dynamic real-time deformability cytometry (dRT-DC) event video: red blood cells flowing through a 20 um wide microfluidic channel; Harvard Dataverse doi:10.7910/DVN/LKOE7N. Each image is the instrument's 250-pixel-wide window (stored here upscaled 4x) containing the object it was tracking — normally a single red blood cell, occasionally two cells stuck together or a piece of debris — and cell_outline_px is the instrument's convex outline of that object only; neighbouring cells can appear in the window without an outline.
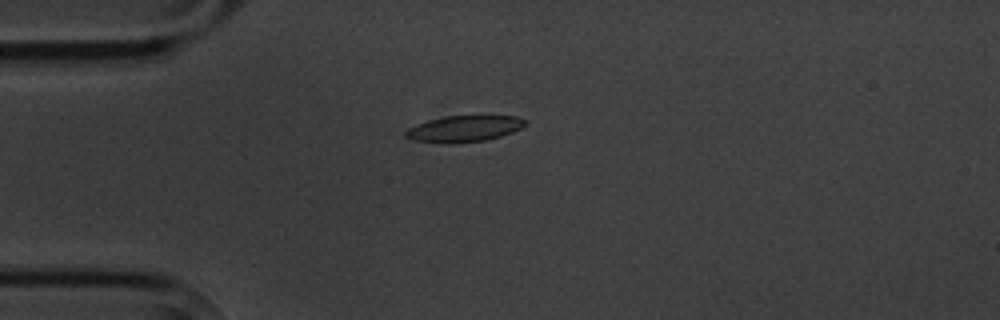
{"species": "common noctule bat (a hibernating species)", "species_latin": "Nyctalus noctula", "temperature_condition": "cold", "stored_images_in_passage": 2, "camera_frame_rate_fps": 3000, "um_per_image_px": 0.085, "animal": {"sex": "male", "body_mass_g": 20.1, "forearm_length_mm": 53.5}, "frame": {"image": 1, "passage_image": 1, "time_ms": 0.0, "image_size_px": [1000, 320], "cell_outline_px": [[528, 124], [512, 132], [500, 136], [484, 140], [460, 144], [440, 144], [412, 140], [404, 136], [404, 132], [408, 128], [428, 120], [444, 116], [516, 116], [528, 120]], "centroid_in_image_um": [39.42, 10.96], "position_along_channel_um": 45.6, "area_um2": 18.61}}